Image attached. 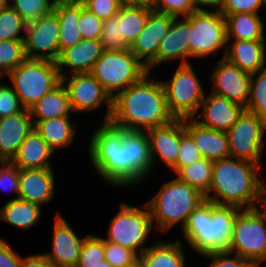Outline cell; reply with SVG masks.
Returning <instances> with one entry per match:
<instances>
[{"mask_svg":"<svg viewBox=\"0 0 266 267\" xmlns=\"http://www.w3.org/2000/svg\"><path fill=\"white\" fill-rule=\"evenodd\" d=\"M200 110L199 117L201 116L202 120L196 116L194 117L196 122L204 127L226 132L238 120L245 107L210 92L209 95H204Z\"/></svg>","mask_w":266,"mask_h":267,"instance_id":"cell-18","label":"cell"},{"mask_svg":"<svg viewBox=\"0 0 266 267\" xmlns=\"http://www.w3.org/2000/svg\"><path fill=\"white\" fill-rule=\"evenodd\" d=\"M82 3L84 8L103 21L116 15L122 6L118 0H83Z\"/></svg>","mask_w":266,"mask_h":267,"instance_id":"cell-48","label":"cell"},{"mask_svg":"<svg viewBox=\"0 0 266 267\" xmlns=\"http://www.w3.org/2000/svg\"><path fill=\"white\" fill-rule=\"evenodd\" d=\"M152 7L148 2L122 5L119 9L120 34L130 46L144 28Z\"/></svg>","mask_w":266,"mask_h":267,"instance_id":"cell-34","label":"cell"},{"mask_svg":"<svg viewBox=\"0 0 266 267\" xmlns=\"http://www.w3.org/2000/svg\"><path fill=\"white\" fill-rule=\"evenodd\" d=\"M20 267H55L43 253L25 256L21 259Z\"/></svg>","mask_w":266,"mask_h":267,"instance_id":"cell-52","label":"cell"},{"mask_svg":"<svg viewBox=\"0 0 266 267\" xmlns=\"http://www.w3.org/2000/svg\"><path fill=\"white\" fill-rule=\"evenodd\" d=\"M212 172L213 161L201 158L186 167H180L175 174L177 179L189 184L206 196L209 193Z\"/></svg>","mask_w":266,"mask_h":267,"instance_id":"cell-35","label":"cell"},{"mask_svg":"<svg viewBox=\"0 0 266 267\" xmlns=\"http://www.w3.org/2000/svg\"><path fill=\"white\" fill-rule=\"evenodd\" d=\"M67 117H57L38 121L34 128L55 152L58 148L67 147L74 141L76 123Z\"/></svg>","mask_w":266,"mask_h":267,"instance_id":"cell-32","label":"cell"},{"mask_svg":"<svg viewBox=\"0 0 266 267\" xmlns=\"http://www.w3.org/2000/svg\"><path fill=\"white\" fill-rule=\"evenodd\" d=\"M260 170L259 164L234 157L213 161L211 185L205 199L218 206L255 208L266 189V183L257 175Z\"/></svg>","mask_w":266,"mask_h":267,"instance_id":"cell-2","label":"cell"},{"mask_svg":"<svg viewBox=\"0 0 266 267\" xmlns=\"http://www.w3.org/2000/svg\"><path fill=\"white\" fill-rule=\"evenodd\" d=\"M100 40L81 39L75 45L64 49L59 56L57 67L61 77L66 76L63 67L70 68V74L89 73L103 53Z\"/></svg>","mask_w":266,"mask_h":267,"instance_id":"cell-24","label":"cell"},{"mask_svg":"<svg viewBox=\"0 0 266 267\" xmlns=\"http://www.w3.org/2000/svg\"><path fill=\"white\" fill-rule=\"evenodd\" d=\"M245 110L266 122V68L251 75L249 100Z\"/></svg>","mask_w":266,"mask_h":267,"instance_id":"cell-36","label":"cell"},{"mask_svg":"<svg viewBox=\"0 0 266 267\" xmlns=\"http://www.w3.org/2000/svg\"><path fill=\"white\" fill-rule=\"evenodd\" d=\"M227 23V40L266 41L263 21L259 14H223Z\"/></svg>","mask_w":266,"mask_h":267,"instance_id":"cell-31","label":"cell"},{"mask_svg":"<svg viewBox=\"0 0 266 267\" xmlns=\"http://www.w3.org/2000/svg\"><path fill=\"white\" fill-rule=\"evenodd\" d=\"M7 77L25 109H29L62 80L56 62L29 58Z\"/></svg>","mask_w":266,"mask_h":267,"instance_id":"cell-6","label":"cell"},{"mask_svg":"<svg viewBox=\"0 0 266 267\" xmlns=\"http://www.w3.org/2000/svg\"><path fill=\"white\" fill-rule=\"evenodd\" d=\"M145 132L149 139L152 169L157 156L171 168L176 163L181 144L182 119H174L168 124L149 128Z\"/></svg>","mask_w":266,"mask_h":267,"instance_id":"cell-19","label":"cell"},{"mask_svg":"<svg viewBox=\"0 0 266 267\" xmlns=\"http://www.w3.org/2000/svg\"><path fill=\"white\" fill-rule=\"evenodd\" d=\"M21 259L7 240L0 238V267H20Z\"/></svg>","mask_w":266,"mask_h":267,"instance_id":"cell-51","label":"cell"},{"mask_svg":"<svg viewBox=\"0 0 266 267\" xmlns=\"http://www.w3.org/2000/svg\"><path fill=\"white\" fill-rule=\"evenodd\" d=\"M262 202V208H258V205L255 207L259 213L263 216L265 222H266V189L262 192L260 199L257 201V203Z\"/></svg>","mask_w":266,"mask_h":267,"instance_id":"cell-54","label":"cell"},{"mask_svg":"<svg viewBox=\"0 0 266 267\" xmlns=\"http://www.w3.org/2000/svg\"><path fill=\"white\" fill-rule=\"evenodd\" d=\"M227 251L259 267L266 261V222L256 208L236 214Z\"/></svg>","mask_w":266,"mask_h":267,"instance_id":"cell-8","label":"cell"},{"mask_svg":"<svg viewBox=\"0 0 266 267\" xmlns=\"http://www.w3.org/2000/svg\"><path fill=\"white\" fill-rule=\"evenodd\" d=\"M127 186L141 183L152 171L149 139L145 131L126 130Z\"/></svg>","mask_w":266,"mask_h":267,"instance_id":"cell-21","label":"cell"},{"mask_svg":"<svg viewBox=\"0 0 266 267\" xmlns=\"http://www.w3.org/2000/svg\"><path fill=\"white\" fill-rule=\"evenodd\" d=\"M59 30V20L54 11L27 23L24 37L27 58L57 62L60 56Z\"/></svg>","mask_w":266,"mask_h":267,"instance_id":"cell-13","label":"cell"},{"mask_svg":"<svg viewBox=\"0 0 266 267\" xmlns=\"http://www.w3.org/2000/svg\"><path fill=\"white\" fill-rule=\"evenodd\" d=\"M235 255V256H234ZM228 251L211 252L202 257L212 260L208 267H259L257 264L241 258L240 256ZM232 258H231V257Z\"/></svg>","mask_w":266,"mask_h":267,"instance_id":"cell-47","label":"cell"},{"mask_svg":"<svg viewBox=\"0 0 266 267\" xmlns=\"http://www.w3.org/2000/svg\"><path fill=\"white\" fill-rule=\"evenodd\" d=\"M241 209L218 206L205 200L189 216L182 228L188 245L197 254L227 251L236 214Z\"/></svg>","mask_w":266,"mask_h":267,"instance_id":"cell-3","label":"cell"},{"mask_svg":"<svg viewBox=\"0 0 266 267\" xmlns=\"http://www.w3.org/2000/svg\"><path fill=\"white\" fill-rule=\"evenodd\" d=\"M0 191H14L19 194V168L12 162H0Z\"/></svg>","mask_w":266,"mask_h":267,"instance_id":"cell-49","label":"cell"},{"mask_svg":"<svg viewBox=\"0 0 266 267\" xmlns=\"http://www.w3.org/2000/svg\"><path fill=\"white\" fill-rule=\"evenodd\" d=\"M168 108L175 119L194 118L205 92L192 64L180 65L171 79L162 81Z\"/></svg>","mask_w":266,"mask_h":267,"instance_id":"cell-10","label":"cell"},{"mask_svg":"<svg viewBox=\"0 0 266 267\" xmlns=\"http://www.w3.org/2000/svg\"><path fill=\"white\" fill-rule=\"evenodd\" d=\"M103 20L99 19L94 13L86 8L81 11L78 30L82 39L100 40L102 33Z\"/></svg>","mask_w":266,"mask_h":267,"instance_id":"cell-45","label":"cell"},{"mask_svg":"<svg viewBox=\"0 0 266 267\" xmlns=\"http://www.w3.org/2000/svg\"><path fill=\"white\" fill-rule=\"evenodd\" d=\"M41 215V206L32 202L13 198L0 209V220L16 228L29 229L37 224Z\"/></svg>","mask_w":266,"mask_h":267,"instance_id":"cell-33","label":"cell"},{"mask_svg":"<svg viewBox=\"0 0 266 267\" xmlns=\"http://www.w3.org/2000/svg\"><path fill=\"white\" fill-rule=\"evenodd\" d=\"M53 168L19 169V194L17 198L41 206L54 197L55 175Z\"/></svg>","mask_w":266,"mask_h":267,"instance_id":"cell-23","label":"cell"},{"mask_svg":"<svg viewBox=\"0 0 266 267\" xmlns=\"http://www.w3.org/2000/svg\"><path fill=\"white\" fill-rule=\"evenodd\" d=\"M100 41L103 50L106 51H121L130 48L120 34L119 11L116 15L103 21Z\"/></svg>","mask_w":266,"mask_h":267,"instance_id":"cell-41","label":"cell"},{"mask_svg":"<svg viewBox=\"0 0 266 267\" xmlns=\"http://www.w3.org/2000/svg\"><path fill=\"white\" fill-rule=\"evenodd\" d=\"M203 158L199 148L192 137L185 130V119H182V139L179 147L176 163L171 170L176 172L180 167H186L191 163Z\"/></svg>","mask_w":266,"mask_h":267,"instance_id":"cell-42","label":"cell"},{"mask_svg":"<svg viewBox=\"0 0 266 267\" xmlns=\"http://www.w3.org/2000/svg\"><path fill=\"white\" fill-rule=\"evenodd\" d=\"M230 157L261 164L266 122L250 111L244 110L233 126L226 131Z\"/></svg>","mask_w":266,"mask_h":267,"instance_id":"cell-12","label":"cell"},{"mask_svg":"<svg viewBox=\"0 0 266 267\" xmlns=\"http://www.w3.org/2000/svg\"><path fill=\"white\" fill-rule=\"evenodd\" d=\"M26 22L10 6L0 11V41L5 40H24L21 31H26ZM20 35V36H19Z\"/></svg>","mask_w":266,"mask_h":267,"instance_id":"cell-38","label":"cell"},{"mask_svg":"<svg viewBox=\"0 0 266 267\" xmlns=\"http://www.w3.org/2000/svg\"><path fill=\"white\" fill-rule=\"evenodd\" d=\"M61 78V82L64 84L68 93L73 112H91L96 108L98 109L103 102L108 108L104 116V121L110 119L112 113V97L90 72L72 74L69 79L68 75Z\"/></svg>","mask_w":266,"mask_h":267,"instance_id":"cell-14","label":"cell"},{"mask_svg":"<svg viewBox=\"0 0 266 267\" xmlns=\"http://www.w3.org/2000/svg\"><path fill=\"white\" fill-rule=\"evenodd\" d=\"M90 139L88 152L95 172L109 184L127 186L126 130L107 120Z\"/></svg>","mask_w":266,"mask_h":267,"instance_id":"cell-4","label":"cell"},{"mask_svg":"<svg viewBox=\"0 0 266 267\" xmlns=\"http://www.w3.org/2000/svg\"><path fill=\"white\" fill-rule=\"evenodd\" d=\"M54 5L60 4V3H80L83 2V0H51Z\"/></svg>","mask_w":266,"mask_h":267,"instance_id":"cell-56","label":"cell"},{"mask_svg":"<svg viewBox=\"0 0 266 267\" xmlns=\"http://www.w3.org/2000/svg\"><path fill=\"white\" fill-rule=\"evenodd\" d=\"M251 75L222 57L212 71L213 89L211 92L246 108L249 100Z\"/></svg>","mask_w":266,"mask_h":267,"instance_id":"cell-16","label":"cell"},{"mask_svg":"<svg viewBox=\"0 0 266 267\" xmlns=\"http://www.w3.org/2000/svg\"><path fill=\"white\" fill-rule=\"evenodd\" d=\"M133 267H141V265L139 263H137L135 266Z\"/></svg>","mask_w":266,"mask_h":267,"instance_id":"cell-59","label":"cell"},{"mask_svg":"<svg viewBox=\"0 0 266 267\" xmlns=\"http://www.w3.org/2000/svg\"><path fill=\"white\" fill-rule=\"evenodd\" d=\"M84 8L80 3H60L54 5L53 11L57 14L59 20V46L60 53L81 39V33L78 30V23L81 16V11Z\"/></svg>","mask_w":266,"mask_h":267,"instance_id":"cell-30","label":"cell"},{"mask_svg":"<svg viewBox=\"0 0 266 267\" xmlns=\"http://www.w3.org/2000/svg\"><path fill=\"white\" fill-rule=\"evenodd\" d=\"M120 204V211L111 219L107 238L104 239L128 248L140 256L147 249L141 248V245L146 243L154 228L150 208L147 204L143 205V209L129 206L126 202Z\"/></svg>","mask_w":266,"mask_h":267,"instance_id":"cell-9","label":"cell"},{"mask_svg":"<svg viewBox=\"0 0 266 267\" xmlns=\"http://www.w3.org/2000/svg\"><path fill=\"white\" fill-rule=\"evenodd\" d=\"M105 239L87 235L79 255L76 267H98L105 260Z\"/></svg>","mask_w":266,"mask_h":267,"instance_id":"cell-39","label":"cell"},{"mask_svg":"<svg viewBox=\"0 0 266 267\" xmlns=\"http://www.w3.org/2000/svg\"><path fill=\"white\" fill-rule=\"evenodd\" d=\"M225 0H192L195 11H209L208 7H212L215 12H220L224 6ZM203 7H207L203 8Z\"/></svg>","mask_w":266,"mask_h":267,"instance_id":"cell-53","label":"cell"},{"mask_svg":"<svg viewBox=\"0 0 266 267\" xmlns=\"http://www.w3.org/2000/svg\"><path fill=\"white\" fill-rule=\"evenodd\" d=\"M53 153L54 151L33 128L19 146L18 152L11 162L19 169L52 168L49 158Z\"/></svg>","mask_w":266,"mask_h":267,"instance_id":"cell-27","label":"cell"},{"mask_svg":"<svg viewBox=\"0 0 266 267\" xmlns=\"http://www.w3.org/2000/svg\"><path fill=\"white\" fill-rule=\"evenodd\" d=\"M98 267H112V266L106 260H103L100 262V265Z\"/></svg>","mask_w":266,"mask_h":267,"instance_id":"cell-58","label":"cell"},{"mask_svg":"<svg viewBox=\"0 0 266 267\" xmlns=\"http://www.w3.org/2000/svg\"><path fill=\"white\" fill-rule=\"evenodd\" d=\"M26 58L24 40L0 41V78L7 76Z\"/></svg>","mask_w":266,"mask_h":267,"instance_id":"cell-37","label":"cell"},{"mask_svg":"<svg viewBox=\"0 0 266 267\" xmlns=\"http://www.w3.org/2000/svg\"><path fill=\"white\" fill-rule=\"evenodd\" d=\"M265 0H225L224 6L220 13L236 14L251 13L259 14L260 8L264 5Z\"/></svg>","mask_w":266,"mask_h":267,"instance_id":"cell-50","label":"cell"},{"mask_svg":"<svg viewBox=\"0 0 266 267\" xmlns=\"http://www.w3.org/2000/svg\"><path fill=\"white\" fill-rule=\"evenodd\" d=\"M154 11L175 17H186L195 11L192 0H149Z\"/></svg>","mask_w":266,"mask_h":267,"instance_id":"cell-44","label":"cell"},{"mask_svg":"<svg viewBox=\"0 0 266 267\" xmlns=\"http://www.w3.org/2000/svg\"><path fill=\"white\" fill-rule=\"evenodd\" d=\"M205 195L176 177L166 182L146 204L159 231L167 232L177 223L183 228L190 214L205 201Z\"/></svg>","mask_w":266,"mask_h":267,"instance_id":"cell-5","label":"cell"},{"mask_svg":"<svg viewBox=\"0 0 266 267\" xmlns=\"http://www.w3.org/2000/svg\"><path fill=\"white\" fill-rule=\"evenodd\" d=\"M122 5L146 3L149 0H118Z\"/></svg>","mask_w":266,"mask_h":267,"instance_id":"cell-55","label":"cell"},{"mask_svg":"<svg viewBox=\"0 0 266 267\" xmlns=\"http://www.w3.org/2000/svg\"><path fill=\"white\" fill-rule=\"evenodd\" d=\"M104 256L112 267H133L139 259L134 251L106 240Z\"/></svg>","mask_w":266,"mask_h":267,"instance_id":"cell-43","label":"cell"},{"mask_svg":"<svg viewBox=\"0 0 266 267\" xmlns=\"http://www.w3.org/2000/svg\"><path fill=\"white\" fill-rule=\"evenodd\" d=\"M30 117L35 125L38 121L67 117L72 114L68 93L61 82L29 108Z\"/></svg>","mask_w":266,"mask_h":267,"instance_id":"cell-28","label":"cell"},{"mask_svg":"<svg viewBox=\"0 0 266 267\" xmlns=\"http://www.w3.org/2000/svg\"><path fill=\"white\" fill-rule=\"evenodd\" d=\"M23 109L13 87L0 83V118L16 114Z\"/></svg>","mask_w":266,"mask_h":267,"instance_id":"cell-46","label":"cell"},{"mask_svg":"<svg viewBox=\"0 0 266 267\" xmlns=\"http://www.w3.org/2000/svg\"><path fill=\"white\" fill-rule=\"evenodd\" d=\"M149 76L150 72L112 98L111 122L127 131H146L175 119L162 82Z\"/></svg>","mask_w":266,"mask_h":267,"instance_id":"cell-1","label":"cell"},{"mask_svg":"<svg viewBox=\"0 0 266 267\" xmlns=\"http://www.w3.org/2000/svg\"><path fill=\"white\" fill-rule=\"evenodd\" d=\"M266 41H228L224 58L250 74L266 68ZM231 46V47H230Z\"/></svg>","mask_w":266,"mask_h":267,"instance_id":"cell-26","label":"cell"},{"mask_svg":"<svg viewBox=\"0 0 266 267\" xmlns=\"http://www.w3.org/2000/svg\"><path fill=\"white\" fill-rule=\"evenodd\" d=\"M53 228L52 251L43 254L55 267H76L85 237H78L59 212Z\"/></svg>","mask_w":266,"mask_h":267,"instance_id":"cell-17","label":"cell"},{"mask_svg":"<svg viewBox=\"0 0 266 267\" xmlns=\"http://www.w3.org/2000/svg\"><path fill=\"white\" fill-rule=\"evenodd\" d=\"M148 246L139 256L141 267H185V255L181 247V240L173 242H159Z\"/></svg>","mask_w":266,"mask_h":267,"instance_id":"cell-29","label":"cell"},{"mask_svg":"<svg viewBox=\"0 0 266 267\" xmlns=\"http://www.w3.org/2000/svg\"><path fill=\"white\" fill-rule=\"evenodd\" d=\"M9 5V0H0V11Z\"/></svg>","mask_w":266,"mask_h":267,"instance_id":"cell-57","label":"cell"},{"mask_svg":"<svg viewBox=\"0 0 266 267\" xmlns=\"http://www.w3.org/2000/svg\"><path fill=\"white\" fill-rule=\"evenodd\" d=\"M175 17L168 32L163 37L154 58V67L159 63L181 59L180 65L190 64V15Z\"/></svg>","mask_w":266,"mask_h":267,"instance_id":"cell-20","label":"cell"},{"mask_svg":"<svg viewBox=\"0 0 266 267\" xmlns=\"http://www.w3.org/2000/svg\"><path fill=\"white\" fill-rule=\"evenodd\" d=\"M185 130L194 140L203 158L215 161L230 157L226 132L204 127L194 118L185 119Z\"/></svg>","mask_w":266,"mask_h":267,"instance_id":"cell-25","label":"cell"},{"mask_svg":"<svg viewBox=\"0 0 266 267\" xmlns=\"http://www.w3.org/2000/svg\"><path fill=\"white\" fill-rule=\"evenodd\" d=\"M90 73L113 98L118 92L138 82L149 72L147 67L128 49L104 50Z\"/></svg>","mask_w":266,"mask_h":267,"instance_id":"cell-7","label":"cell"},{"mask_svg":"<svg viewBox=\"0 0 266 267\" xmlns=\"http://www.w3.org/2000/svg\"><path fill=\"white\" fill-rule=\"evenodd\" d=\"M34 128L29 109L0 118V162H11Z\"/></svg>","mask_w":266,"mask_h":267,"instance_id":"cell-22","label":"cell"},{"mask_svg":"<svg viewBox=\"0 0 266 267\" xmlns=\"http://www.w3.org/2000/svg\"><path fill=\"white\" fill-rule=\"evenodd\" d=\"M175 16L152 10L147 22L130 45V51L147 67L148 72L154 68V58L157 55L159 44L168 32Z\"/></svg>","mask_w":266,"mask_h":267,"instance_id":"cell-15","label":"cell"},{"mask_svg":"<svg viewBox=\"0 0 266 267\" xmlns=\"http://www.w3.org/2000/svg\"><path fill=\"white\" fill-rule=\"evenodd\" d=\"M227 43V23L222 13L209 10L190 14V58L216 55L225 47L224 58Z\"/></svg>","mask_w":266,"mask_h":267,"instance_id":"cell-11","label":"cell"},{"mask_svg":"<svg viewBox=\"0 0 266 267\" xmlns=\"http://www.w3.org/2000/svg\"><path fill=\"white\" fill-rule=\"evenodd\" d=\"M9 5L26 23L37 20L54 9V4L50 0H9Z\"/></svg>","mask_w":266,"mask_h":267,"instance_id":"cell-40","label":"cell"}]
</instances>
